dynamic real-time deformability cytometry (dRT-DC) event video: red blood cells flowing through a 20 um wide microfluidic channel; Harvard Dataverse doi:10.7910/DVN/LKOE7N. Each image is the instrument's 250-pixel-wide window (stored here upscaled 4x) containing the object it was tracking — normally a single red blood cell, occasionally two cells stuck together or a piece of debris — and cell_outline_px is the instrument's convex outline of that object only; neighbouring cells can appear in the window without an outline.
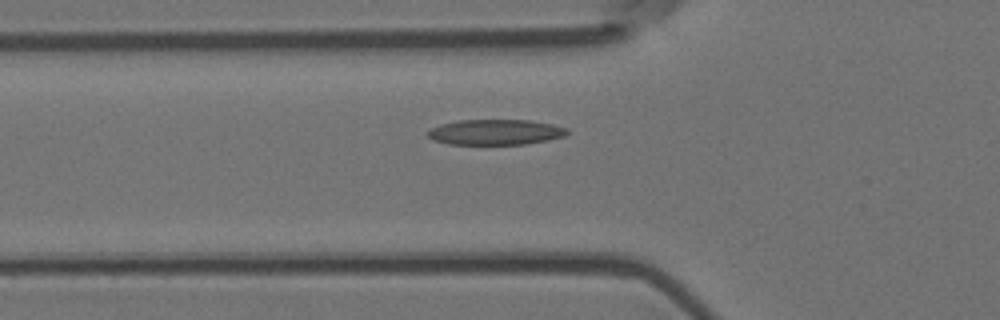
{"species": "Egyptian fruit bat (a non-hibernating species)", "species_latin": "Rousettus aegyptiacus", "temperature_condition": "room temperature", "stored_images_in_passage": 38, "camera_frame_rate_fps": 3000, "um_per_image_px": 0.085, "animal": {"sex": "female"}, "frame": {"image": 1, "passage_image": 2, "time_ms": 0.333, "image_size_px": [1000, 320], "cell_outline_px": [[568, 132], [564, 136], [548, 140], [524, 144], [448, 144], [432, 140], [424, 132], [440, 124], [460, 120], [532, 120], [552, 124], [568, 128]], "centroid_in_image_um": [42.09, 11.23], "position_along_channel_um": 83.7, "area_um2": 20.75}}
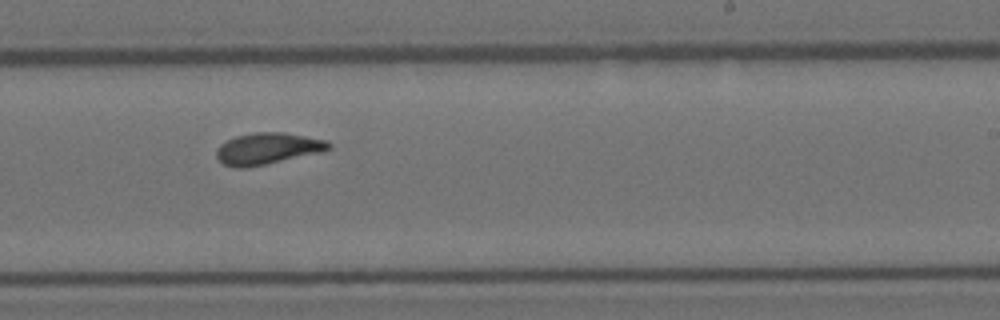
{"frame": {"image": 2, "passage_image": 17, "time_ms": 5.333, "image_size_px": [1000, 320], "cell_outline_px": [[332, 148], [320, 152], [264, 164], [244, 168], [236, 168], [224, 164], [216, 156], [216, 148], [220, 144], [236, 136], [256, 132], [284, 132], [324, 140], [332, 144]], "centroid_in_image_um": [22.72, 12.62], "position_along_channel_um": 266.3, "area_um2": 20.29}}
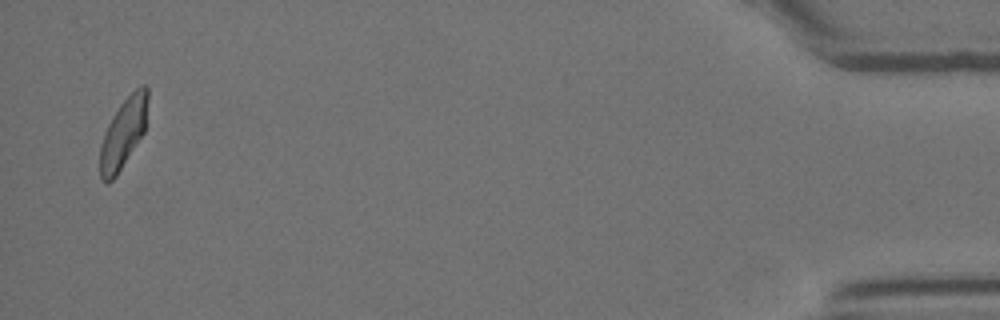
{"frame": {"image": 3, "passage_image": 37, "time_ms": 12.0, "image_size_px": [1000, 320], "cell_outline_px": [[148, 100], [144, 132], [116, 176], [108, 184], [100, 180], [100, 144], [104, 132], [112, 116], [120, 104], [140, 84], [144, 84], [148, 88]], "centroid_in_image_um": [10.47, 11.31], "position_along_channel_um": 424.7, "area_um2": 19.42}, "authors_computed_cell_mechanics": {"area_um2": 19.9699, "velocity_mm_per_s": 3.6539, "shape_relaxation_time_tau1_ms": 5.7371, "shape_relaxation_time_tau2_ms": 1.6392, "deformation_change_tau1": 0.1767, "deformation_change_tau2": 0.0874}}